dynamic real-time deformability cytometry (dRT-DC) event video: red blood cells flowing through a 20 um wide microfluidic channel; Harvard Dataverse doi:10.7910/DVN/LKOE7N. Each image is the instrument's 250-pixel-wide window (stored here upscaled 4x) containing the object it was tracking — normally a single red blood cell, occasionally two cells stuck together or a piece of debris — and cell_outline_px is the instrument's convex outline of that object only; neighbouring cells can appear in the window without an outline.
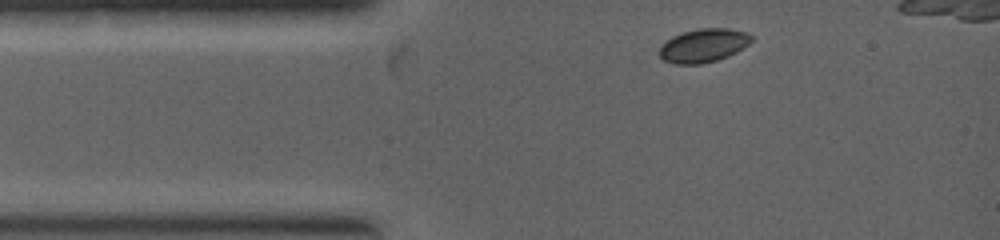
{"species": "common noctule bat (a hibernating species)", "species_latin": "Nyctalus noctula", "temperature_condition": "warm", "stored_images_in_passage": 18, "camera_frame_rate_fps": 5000, "um_per_image_px": 0.085, "animal": {"sex": "female", "body_mass_g": 19.0, "forearm_length_mm": 53.3}, "frame": {"image": 1, "passage_image": 1, "time_ms": 0.0, "image_size_px": [1000, 240], "cell_outline_px": [[752, 40], [748, 44], [736, 52], [728, 56], [716, 60], [700, 64], [676, 64], [664, 60], [660, 56], [660, 44], [672, 36], [684, 32], [700, 28], [728, 28], [748, 32], [752, 36]], "centroid_in_image_um": [59.79, 3.86], "position_along_channel_um": 25.2, "area_um2": 17.98}}
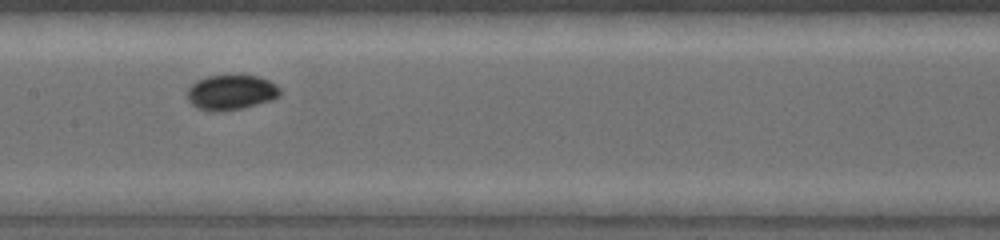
{"frame": {"image": 2, "passage_image": 8, "time_ms": 2.8, "image_size_px": [1000, 240], "cell_outline_px": [[280, 96], [272, 100], [244, 108], [220, 112], [208, 112], [196, 108], [188, 100], [188, 88], [196, 80], [208, 76], [260, 76], [276, 84], [280, 88]], "centroid_in_image_um": [19.64, 7.87], "position_along_channel_um": 187.8, "area_um2": 19.13}}
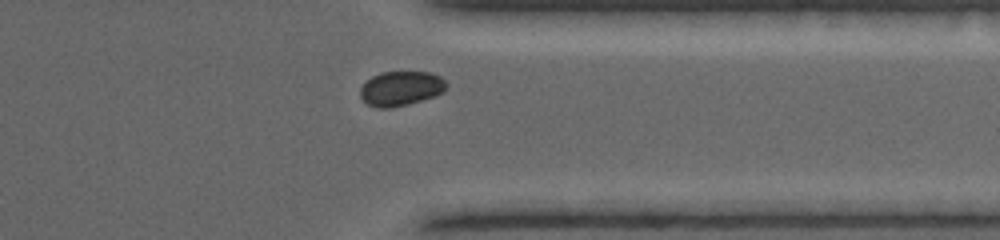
{"frame": {"image": 3, "passage_image": 15, "time_ms": 5.6, "image_size_px": [1000, 240], "cell_outline_px": [[448, 84], [444, 92], [436, 96], [408, 104], [392, 108], [376, 108], [368, 104], [360, 96], [360, 88], [372, 76], [380, 72], [428, 72], [440, 76]], "centroid_in_image_um": [34.09, 7.52], "position_along_channel_um": 377.3, "area_um2": 17.46}}